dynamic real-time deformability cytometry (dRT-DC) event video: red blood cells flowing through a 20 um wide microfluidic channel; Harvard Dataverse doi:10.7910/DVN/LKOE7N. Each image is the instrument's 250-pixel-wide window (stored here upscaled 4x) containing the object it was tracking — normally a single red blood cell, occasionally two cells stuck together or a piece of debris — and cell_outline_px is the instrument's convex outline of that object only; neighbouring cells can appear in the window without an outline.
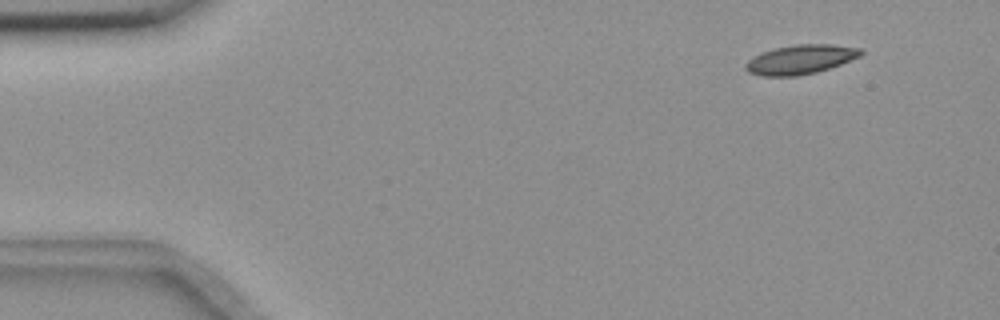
{"species": "common noctule bat (a hibernating species)", "species_latin": "Nyctalus noctula", "temperature_condition": "room temperature", "stored_images_in_passage": 52, "camera_frame_rate_fps": 3000, "um_per_image_px": 0.085, "animal": {"sex": "female", "body_mass_g": 18.4}, "frame": {"image": 1, "passage_image": 2, "time_ms": 0.333, "image_size_px": [1000, 320], "cell_outline_px": [[864, 52], [860, 56], [840, 64], [816, 72], [796, 76], [764, 76], [748, 72], [744, 68], [744, 64], [748, 60], [772, 48], [796, 44], [832, 44], [860, 48]], "centroid_in_image_um": [68.03, 5.05], "position_along_channel_um": 17.0, "area_um2": 19.54}}
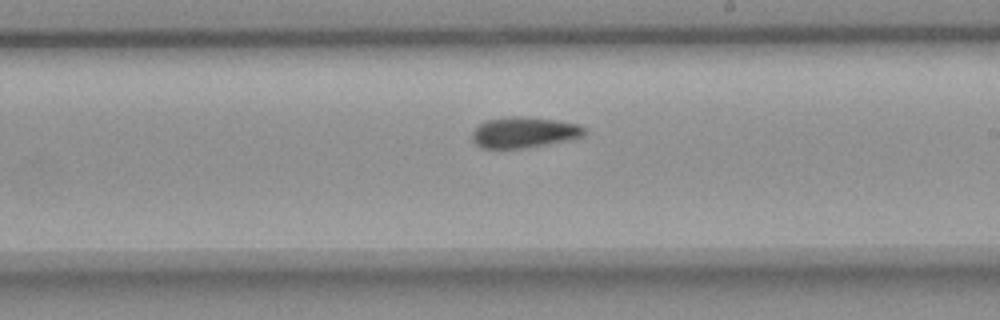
{"frame": {"image": 2, "passage_image": 29, "time_ms": 9.333, "image_size_px": [1000, 320], "cell_outline_px": [[588, 132], [584, 136], [544, 144], [520, 148], [484, 148], [476, 144], [472, 140], [472, 132], [480, 124], [488, 120], [504, 116], [524, 116], [560, 120], [580, 124], [588, 128]], "centroid_in_image_um": [44.59, 11.22], "position_along_channel_um": 244.4, "area_um2": 20.23}}
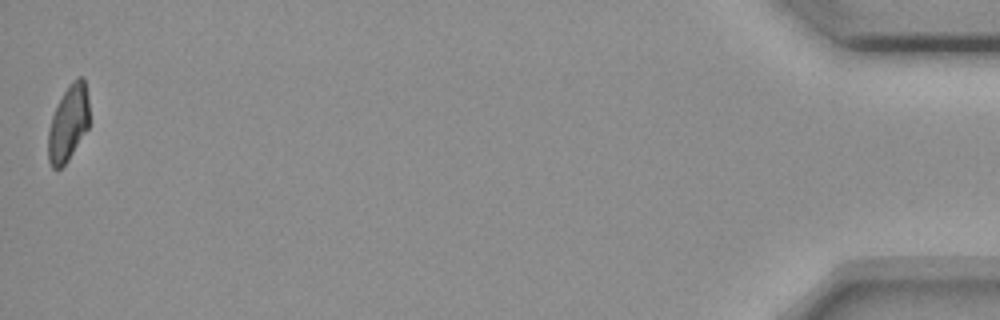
{"frame": {"image": 3, "passage_image": 52, "time_ms": 17.0, "image_size_px": [1000, 320], "cell_outline_px": [[88, 128], [68, 160], [56, 172], [52, 168], [48, 160], [48, 132], [52, 116], [68, 84], [76, 76], [84, 76], [88, 96]], "centroid_in_image_um": [5.8, 10.46], "position_along_channel_um": 429.4, "area_um2": 18.21}, "authors_computed_cell_mechanics": {"area_um2": 19.6231, "velocity_mm_per_s": 3.6541, "shape_relaxation_time_tau1_ms": 7.0341, "shape_relaxation_time_tau2_ms": 3.7843, "deformation_change_tau1": 0.1616, "deformation_change_tau2": 0.1009}}